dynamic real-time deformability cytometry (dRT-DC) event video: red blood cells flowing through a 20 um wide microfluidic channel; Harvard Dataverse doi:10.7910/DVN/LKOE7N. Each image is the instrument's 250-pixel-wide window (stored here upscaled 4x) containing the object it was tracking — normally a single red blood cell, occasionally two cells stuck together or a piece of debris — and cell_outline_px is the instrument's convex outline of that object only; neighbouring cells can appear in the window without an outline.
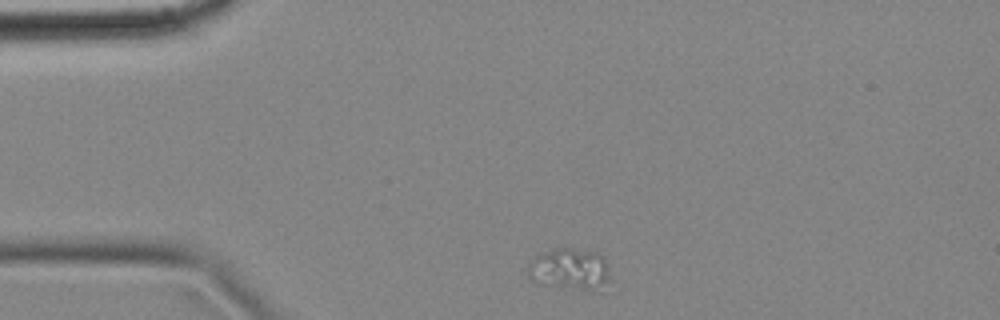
{"species": "common noctule bat (a hibernating species)", "species_latin": "Nyctalus noctula", "temperature_condition": "cold", "stored_images_in_passage": 6, "camera_frame_rate_fps": 3000, "um_per_image_px": 0.085, "animal": {"sex": "female", "body_mass_g": 18.4}, "frame": {"image": 1, "passage_image": 1, "time_ms": 0.0, "image_size_px": [1000, 320], "cell_outline_px": [[608, 280], [600, 292], [592, 292], [536, 284], [528, 276], [528, 264], [536, 256], [544, 252], [556, 248], [572, 248], [596, 252], [604, 256], [608, 264]], "centroid_in_image_um": [48.45, 22.92], "position_along_channel_um": 36.5, "area_um2": 20.52}}
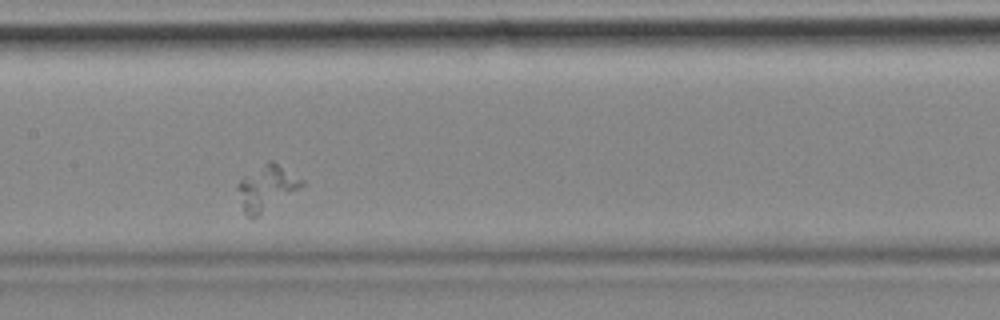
{"frame": {"image": 2, "passage_image": 5, "time_ms": 1.333, "image_size_px": [1000, 320], "cell_outline_px": [[304, 184], [256, 216], [248, 216], [244, 212], [236, 188], [236, 184], [244, 176], [268, 160], [272, 160], [304, 180]], "centroid_in_image_um": [22.61, 15.91], "position_along_channel_um": 184.8, "area_um2": 16.13}}
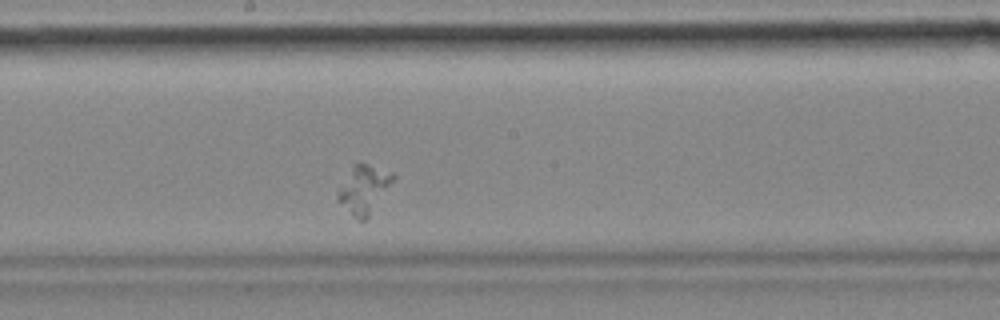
{"frame": {"image": 3, "passage_image": 6, "time_ms": 1.667, "image_size_px": [1000, 320], "cell_outline_px": [[396, 176], [368, 216], [364, 220], [360, 220], [352, 216], [336, 200], [336, 196], [352, 164], [368, 164], [392, 172]], "centroid_in_image_um": [30.9, 16.08], "position_along_channel_um": 217.3, "area_um2": 15.03}}